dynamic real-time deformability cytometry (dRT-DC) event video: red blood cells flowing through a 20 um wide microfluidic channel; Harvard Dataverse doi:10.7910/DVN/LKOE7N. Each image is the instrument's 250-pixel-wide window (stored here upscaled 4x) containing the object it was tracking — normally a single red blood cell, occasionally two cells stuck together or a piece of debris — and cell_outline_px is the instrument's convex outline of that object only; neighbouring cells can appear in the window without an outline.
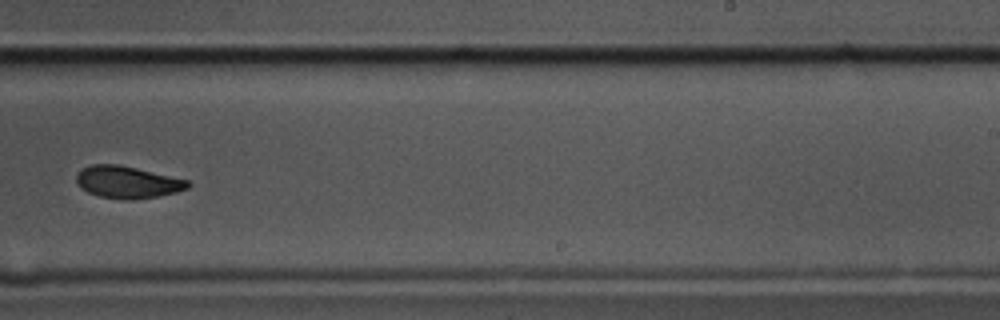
{"species": "common noctule bat (a hibernating species)", "species_latin": "Nyctalus noctula", "temperature_condition": "cold", "stored_images_in_passage": 9, "camera_frame_rate_fps": 3000, "um_per_image_px": 0.085, "animal": {"sex": "male", "body_mass_g": 17.5, "forearm_length_mm": 52.3}, "frame": {"image": 1, "passage_image": 9, "time_ms": 2.667, "image_size_px": [1000, 320], "cell_outline_px": [[192, 184], [188, 188], [176, 192], [156, 196], [128, 200], [124, 200], [100, 196], [88, 192], [80, 188], [76, 184], [76, 176], [84, 168], [92, 164], [120, 164], [188, 180]], "centroid_in_image_um": [10.82, 15.48], "position_along_channel_um": 278.2, "area_um2": 20.75}}